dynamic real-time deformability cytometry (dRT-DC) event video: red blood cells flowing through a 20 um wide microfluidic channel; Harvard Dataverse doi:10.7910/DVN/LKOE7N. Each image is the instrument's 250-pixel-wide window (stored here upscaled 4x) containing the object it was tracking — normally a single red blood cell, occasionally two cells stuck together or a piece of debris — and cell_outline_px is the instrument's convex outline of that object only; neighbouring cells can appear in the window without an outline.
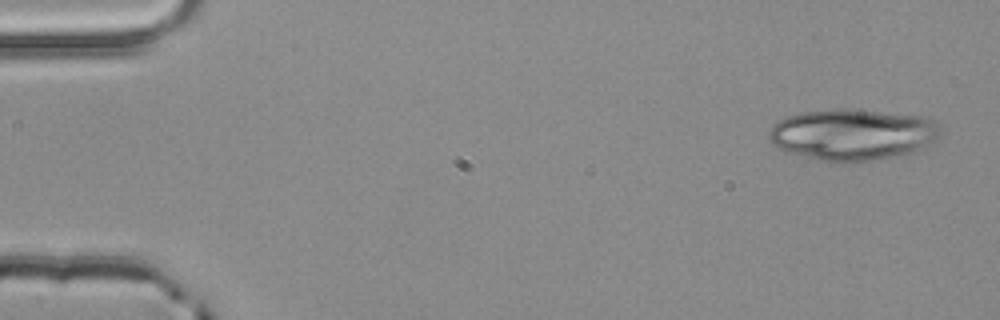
{"species": "common noctule bat (a hibernating species)", "species_latin": "Nyctalus noctula", "temperature_condition": "room temperature", "stored_images_in_passage": 4, "camera_frame_rate_fps": 3000, "um_per_image_px": 0.085, "animal": {"sex": "male", "body_mass_g": 20.4}, "frame": {"image": 1, "passage_image": 1, "time_ms": 0.0, "image_size_px": [1000, 320], "cell_outline_px": [[940, 136], [936, 140], [924, 148], [916, 152], [904, 156], [872, 160], [820, 160], [792, 152], [780, 148], [768, 136], [768, 132], [776, 120], [800, 112], [840, 108], [852, 108], [928, 116], [936, 120], [940, 124]], "centroid_in_image_um": [72.59, 11.39], "position_along_channel_um": 12.4, "area_um2": 51.62}}